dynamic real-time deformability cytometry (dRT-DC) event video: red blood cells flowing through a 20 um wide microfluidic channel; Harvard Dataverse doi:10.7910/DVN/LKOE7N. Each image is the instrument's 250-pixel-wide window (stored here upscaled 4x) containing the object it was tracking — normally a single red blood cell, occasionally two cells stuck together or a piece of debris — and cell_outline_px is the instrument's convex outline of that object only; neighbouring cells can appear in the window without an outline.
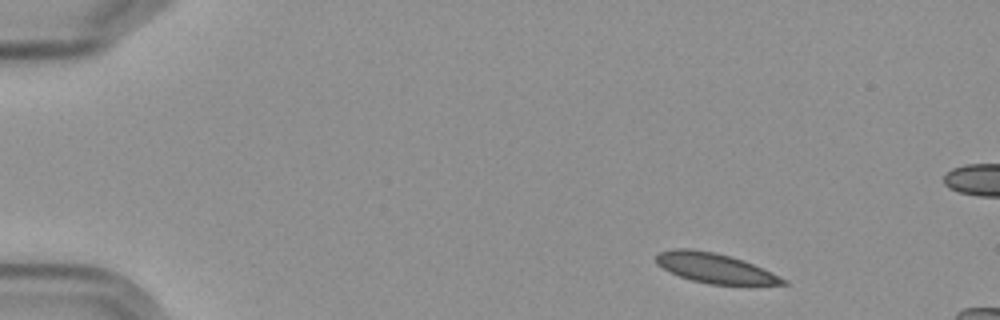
{"species": "Egyptian fruit bat (a non-hibernating species)", "species_latin": "Rousettus aegyptiacus", "temperature_condition": "cold", "stored_images_in_passage": 5, "camera_frame_rate_fps": 3000, "um_per_image_px": 0.085, "frame": {"image": 1, "passage_image": 1, "time_ms": 0.0, "image_size_px": [1000, 320], "cell_outline_px": [[788, 284], [708, 284], [692, 280], [668, 272], [656, 264], [656, 252], [672, 248], [688, 248], [716, 252], [732, 256], [744, 260], [764, 268], [788, 280]], "centroid_in_image_um": [60.73, 22.76], "position_along_channel_um": 24.3, "area_um2": 22.31}}